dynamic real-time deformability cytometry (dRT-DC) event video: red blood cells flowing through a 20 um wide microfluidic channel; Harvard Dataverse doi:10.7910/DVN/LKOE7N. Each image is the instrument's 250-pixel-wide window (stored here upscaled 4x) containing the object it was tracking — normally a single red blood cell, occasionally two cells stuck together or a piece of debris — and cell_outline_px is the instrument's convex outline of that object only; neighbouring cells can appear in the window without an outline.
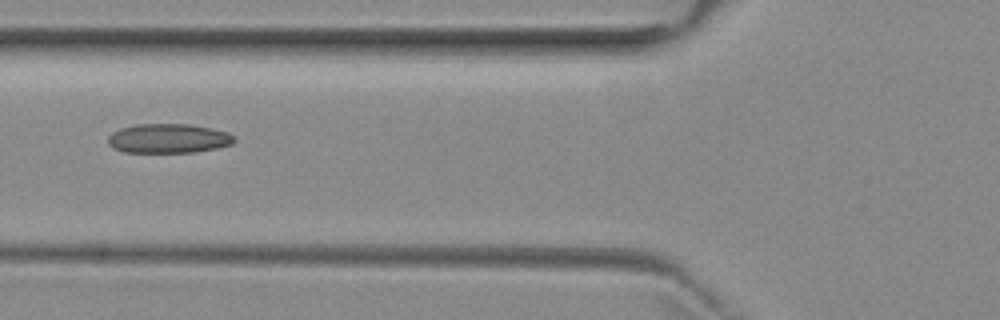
{"species": "common noctule bat (a hibernating species)", "species_latin": "Nyctalus noctula", "temperature_condition": "room temperature", "stored_images_in_passage": 6, "camera_frame_rate_fps": 3000, "um_per_image_px": 0.085, "animal": {"sex": "female", "body_mass_g": 29.2, "forearm_length_mm": 56.3}, "frame": {"image": 1, "passage_image": 5, "time_ms": 6.0, "image_size_px": [1000, 320], "cell_outline_px": [[236, 140], [232, 144], [216, 148], [192, 152], [124, 152], [112, 148], [108, 144], [108, 136], [112, 132], [120, 128], [136, 124], [188, 124], [212, 128], [228, 132], [236, 136]], "centroid_in_image_um": [14.31, 11.76], "position_along_channel_um": 111.5, "area_um2": 21.73}}
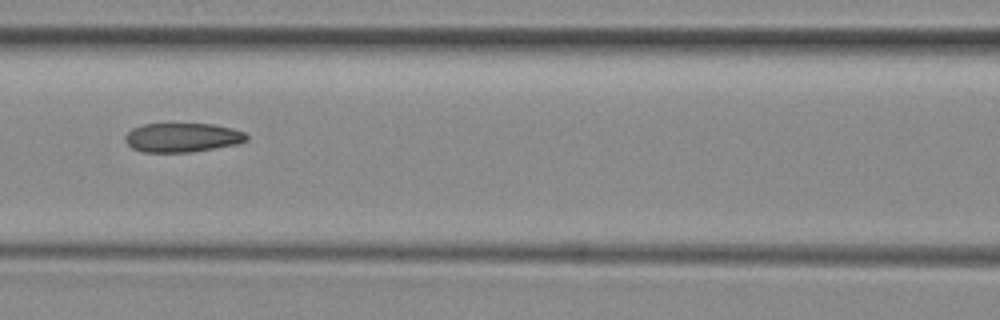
{"frame": {"image": 2, "passage_image": 6, "time_ms": 7.0, "image_size_px": [1000, 320], "cell_outline_px": [[248, 140], [236, 144], [192, 152], [144, 152], [132, 148], [124, 140], [124, 136], [132, 128], [144, 124], [212, 124], [232, 128], [244, 132], [248, 136]], "centroid_in_image_um": [15.49, 11.69], "position_along_channel_um": 151.1, "area_um2": 20.58}}